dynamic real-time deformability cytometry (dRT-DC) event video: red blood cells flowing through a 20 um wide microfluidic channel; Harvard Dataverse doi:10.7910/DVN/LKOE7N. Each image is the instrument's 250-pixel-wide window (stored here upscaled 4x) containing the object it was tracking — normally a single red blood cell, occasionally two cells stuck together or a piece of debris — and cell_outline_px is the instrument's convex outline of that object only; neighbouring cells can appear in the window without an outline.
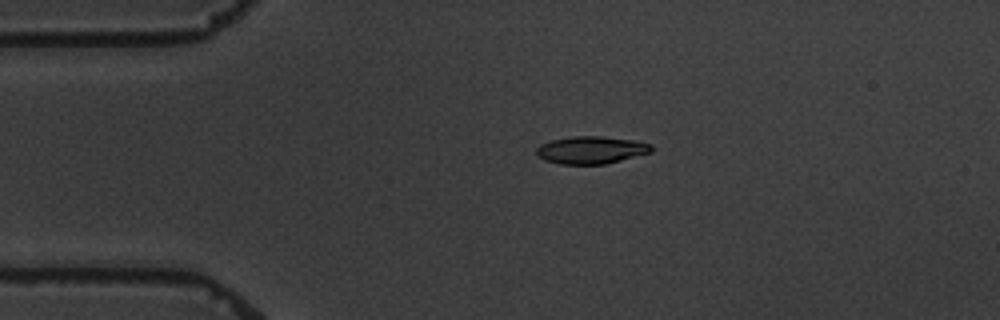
{"species": "common noctule bat (a hibernating species)", "species_latin": "Nyctalus noctula", "temperature_condition": "warm", "stored_images_in_passage": 6, "camera_frame_rate_fps": 3000, "um_per_image_px": 0.085, "animal": {"sex": "male", "body_mass_g": 19.5, "forearm_length_mm": 54.6}, "frame": {"image": 1, "passage_image": 3, "time_ms": 3.667, "image_size_px": [1000, 320], "cell_outline_px": [[652, 152], [604, 164], [560, 164], [544, 160], [536, 152], [536, 148], [540, 144], [552, 140], [572, 136], [600, 136], [632, 140], [652, 144]], "centroid_in_image_um": [50.23, 12.75], "position_along_channel_um": 34.8, "area_um2": 18.26}}
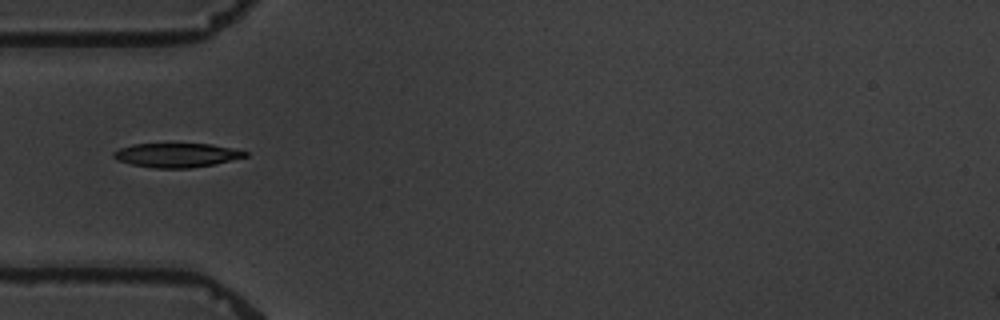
{"frame": {"image": 2, "passage_image": 5, "time_ms": 5.667, "image_size_px": [1000, 320], "cell_outline_px": [[248, 156], [212, 164], [192, 168], [156, 168], [132, 164], [116, 160], [112, 156], [112, 152], [120, 148], [132, 144], [212, 144], [232, 148], [248, 152]], "centroid_in_image_um": [14.98, 13.18], "position_along_channel_um": 70.0, "area_um2": 18.38}}
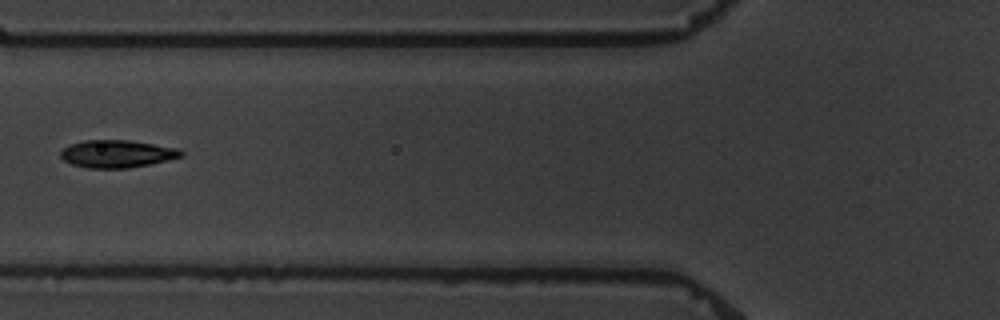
{"frame": {"image": 3, "passage_image": 6, "time_ms": 7.0, "image_size_px": [1000, 320], "cell_outline_px": [[184, 156], [168, 160], [128, 168], [88, 168], [72, 164], [64, 160], [60, 156], [60, 152], [64, 148], [72, 144], [84, 140], [128, 140], [180, 148], [184, 152]], "centroid_in_image_um": [9.98, 13.07], "position_along_channel_um": 115.8, "area_um2": 19.31}}